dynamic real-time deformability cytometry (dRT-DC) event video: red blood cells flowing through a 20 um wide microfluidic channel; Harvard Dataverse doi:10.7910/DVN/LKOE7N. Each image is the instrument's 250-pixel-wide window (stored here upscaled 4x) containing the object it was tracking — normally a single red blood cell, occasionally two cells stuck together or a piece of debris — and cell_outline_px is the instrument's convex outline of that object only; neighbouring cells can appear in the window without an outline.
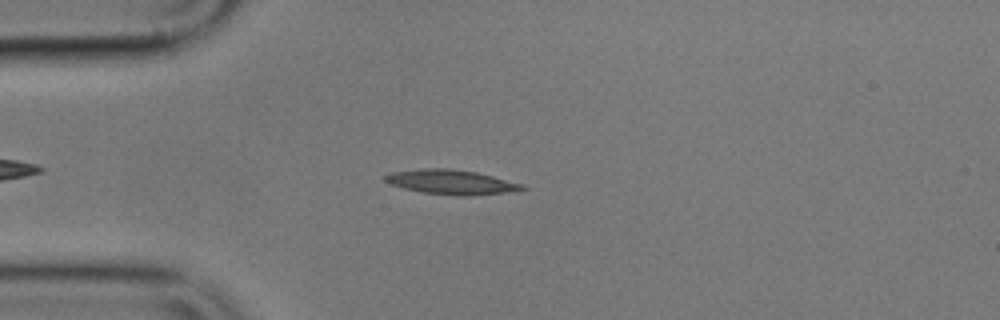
{"species": "common noctule bat (a hibernating species)", "species_latin": "Nyctalus noctula", "temperature_condition": "cold", "stored_images_in_passage": 29, "camera_frame_rate_fps": 3000, "um_per_image_px": 0.085, "animal": {"sex": "male", "body_mass_g": 17.9}, "frame": {"image": 1, "passage_image": 8, "time_ms": 2.333, "image_size_px": [1000, 320], "cell_outline_px": [[528, 188], [504, 192], [468, 196], [456, 196], [420, 192], [388, 184], [384, 180], [384, 176], [392, 172], [424, 168], [448, 168], [476, 172], [524, 184]], "centroid_in_image_um": [38.32, 15.48], "position_along_channel_um": 46.7, "area_um2": 19.59}}
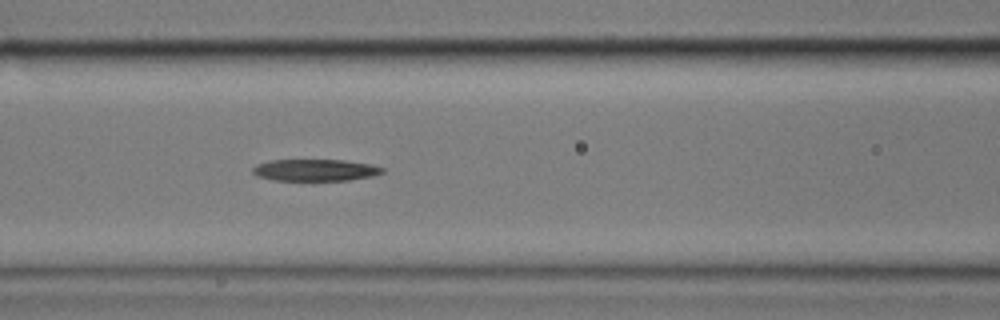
{"frame": {"image": 2, "passage_image": 17, "time_ms": 5.333, "image_size_px": [1000, 320], "cell_outline_px": [[384, 172], [372, 176], [348, 180], [272, 180], [260, 176], [252, 172], [252, 168], [256, 164], [268, 160], [344, 160], [372, 164], [384, 168]], "centroid_in_image_um": [26.8, 14.45], "position_along_channel_um": 139.8, "area_um2": 16.42}}
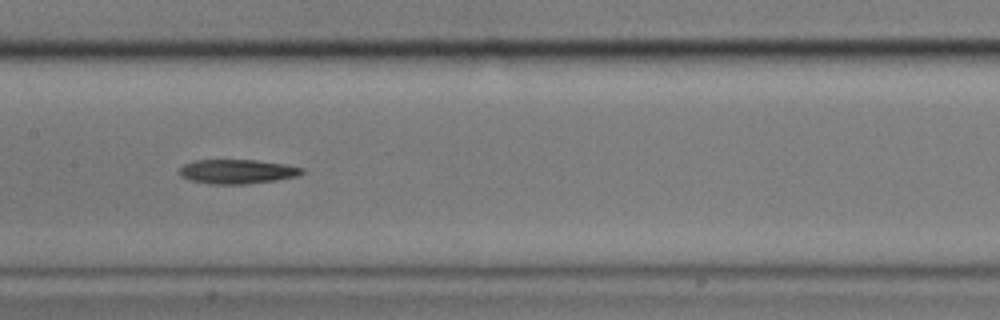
{"frame": {"image": 3, "passage_image": 21, "time_ms": 6.667, "image_size_px": [1000, 320], "cell_outline_px": [[304, 172], [296, 176], [276, 180], [244, 184], [212, 184], [192, 180], [180, 176], [180, 168], [184, 164], [192, 160], [256, 160], [284, 164], [304, 168]], "centroid_in_image_um": [20.16, 14.57], "position_along_channel_um": 187.2, "area_um2": 17.22}}